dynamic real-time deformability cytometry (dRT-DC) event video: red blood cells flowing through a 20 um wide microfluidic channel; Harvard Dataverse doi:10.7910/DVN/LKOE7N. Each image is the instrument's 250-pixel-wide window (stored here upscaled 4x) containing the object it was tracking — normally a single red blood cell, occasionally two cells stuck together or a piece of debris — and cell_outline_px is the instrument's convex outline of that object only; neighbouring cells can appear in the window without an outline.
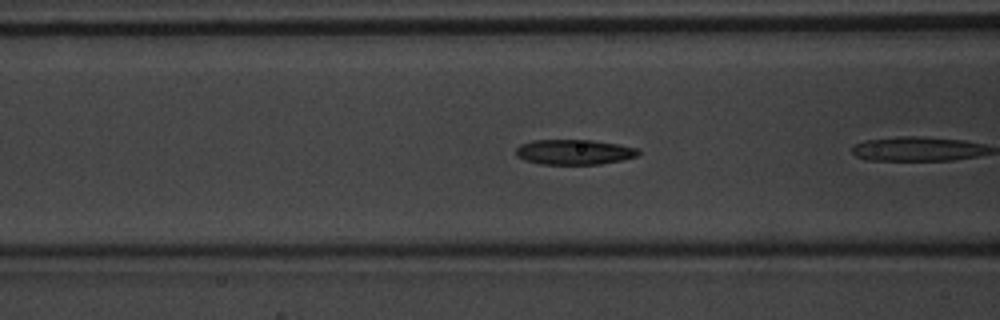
{"species": "common noctule bat (a hibernating species)", "species_latin": "Nyctalus noctula", "temperature_condition": "warm", "stored_images_in_passage": 5, "camera_frame_rate_fps": 3000, "um_per_image_px": 0.085, "animal": {"sex": "male", "body_mass_g": 20.1, "forearm_length_mm": 53.5}, "frame": {"image": 1, "passage_image": 4, "time_ms": 1.0, "image_size_px": [1000, 320], "cell_outline_px": [[640, 152], [636, 156], [624, 160], [600, 164], [540, 164], [524, 160], [516, 156], [516, 148], [520, 144], [532, 140], [592, 140], [620, 144], [640, 148]], "centroid_in_image_um": [48.82, 12.92], "position_along_channel_um": 117.8, "area_um2": 18.15}}